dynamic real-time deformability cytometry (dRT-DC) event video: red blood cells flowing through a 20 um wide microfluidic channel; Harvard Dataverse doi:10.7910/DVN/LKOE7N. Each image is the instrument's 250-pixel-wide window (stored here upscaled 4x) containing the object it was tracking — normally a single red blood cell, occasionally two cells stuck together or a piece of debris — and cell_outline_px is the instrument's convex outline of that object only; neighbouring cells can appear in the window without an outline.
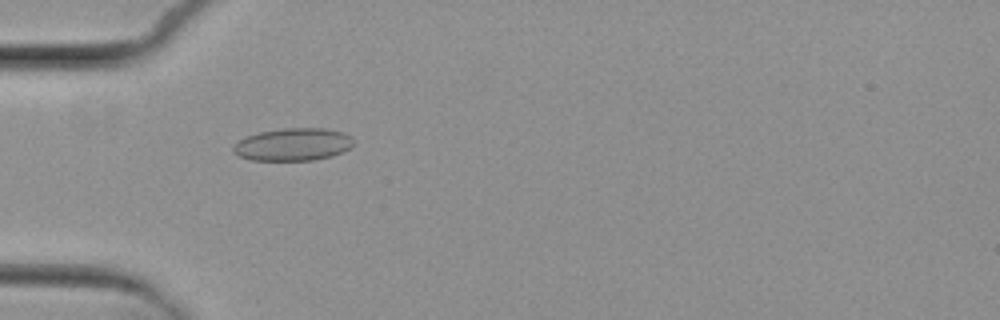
{"species": "common noctule bat (a hibernating species)", "species_latin": "Nyctalus noctula", "temperature_condition": "cold", "stored_images_in_passage": 6, "camera_frame_rate_fps": 3000, "um_per_image_px": 0.085, "animal": {"sex": "female", "body_mass_g": 29.2, "forearm_length_mm": 56.3}, "frame": {"image": 1, "passage_image": 5, "time_ms": 5.667, "image_size_px": [1000, 320], "cell_outline_px": [[352, 148], [332, 156], [312, 160], [252, 160], [240, 156], [232, 152], [232, 148], [240, 140], [248, 136], [260, 132], [284, 128], [324, 128], [344, 132], [352, 136]], "centroid_in_image_um": [24.95, 12.27], "position_along_channel_um": 60.1, "area_um2": 22.77}}
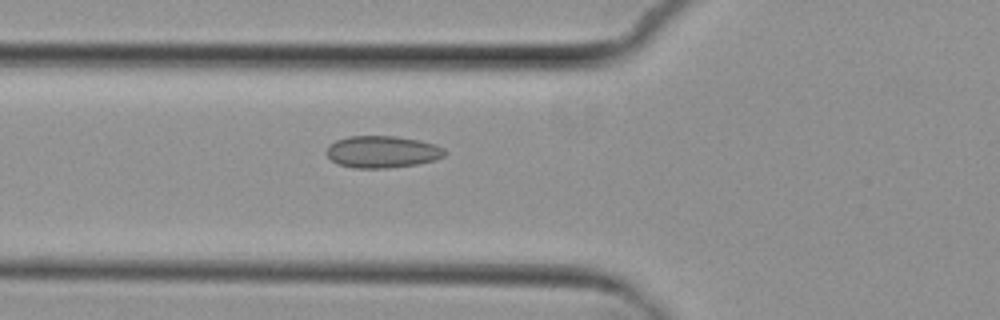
{"frame": {"image": 2, "passage_image": 6, "time_ms": 6.667, "image_size_px": [1000, 320], "cell_outline_px": [[448, 152], [444, 156], [436, 160], [416, 164], [388, 168], [356, 168], [340, 164], [332, 160], [324, 152], [328, 144], [336, 140], [348, 136], [396, 136], [420, 140], [436, 144], [444, 148]], "centroid_in_image_um": [32.51, 12.89], "position_along_channel_um": 93.3, "area_um2": 22.25}}